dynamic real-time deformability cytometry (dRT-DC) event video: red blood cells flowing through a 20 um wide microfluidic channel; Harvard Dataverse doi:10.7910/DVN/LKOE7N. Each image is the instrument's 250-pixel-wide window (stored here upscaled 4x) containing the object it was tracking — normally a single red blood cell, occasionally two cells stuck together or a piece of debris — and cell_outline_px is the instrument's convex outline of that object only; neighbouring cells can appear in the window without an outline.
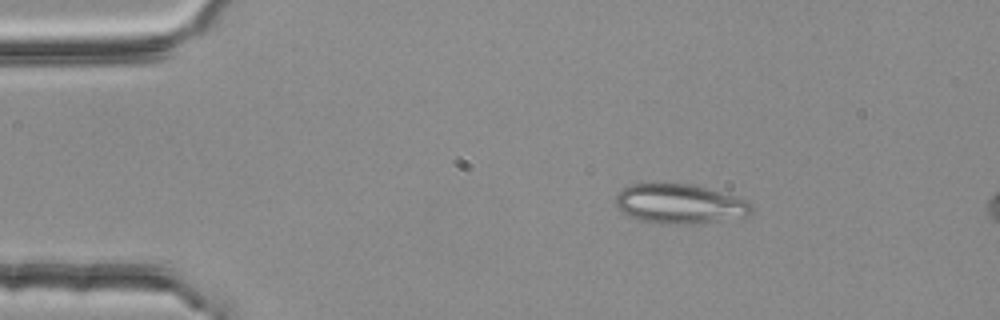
{"species": "common noctule bat (a hibernating species)", "species_latin": "Nyctalus noctula", "temperature_condition": "room temperature", "stored_images_in_passage": 2, "camera_frame_rate_fps": 3000, "um_per_image_px": 0.085, "animal": {"sex": "female", "body_mass_g": 25.1}, "frame": {"image": 1, "passage_image": 1, "time_ms": 0.0, "image_size_px": [1000, 320], "cell_outline_px": [[752, 212], [748, 216], [692, 224], [680, 224], [640, 220], [628, 216], [620, 212], [616, 204], [616, 196], [620, 188], [632, 184], [692, 184], [748, 200], [752, 204]], "centroid_in_image_um": [57.76, 17.32], "position_along_channel_um": 27.2, "area_um2": 31.1}}